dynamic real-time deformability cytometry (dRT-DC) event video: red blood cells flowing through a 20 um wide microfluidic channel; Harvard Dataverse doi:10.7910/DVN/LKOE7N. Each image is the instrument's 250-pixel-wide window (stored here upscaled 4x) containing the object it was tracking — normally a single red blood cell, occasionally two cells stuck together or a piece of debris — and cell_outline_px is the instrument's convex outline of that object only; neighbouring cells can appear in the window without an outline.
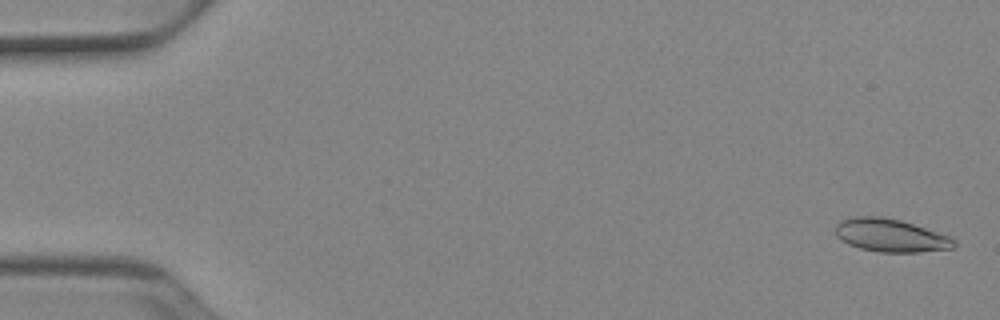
{"species": "Egyptian fruit bat (a non-hibernating species)", "species_latin": "Rousettus aegyptiacus", "temperature_condition": "cold", "stored_images_in_passage": 52, "camera_frame_rate_fps": 3000, "um_per_image_px": 0.085, "animal": {"sex": "female"}, "frame": {"image": 1, "passage_image": 2, "time_ms": 0.333, "image_size_px": [1000, 320], "cell_outline_px": [[956, 244], [952, 248], [920, 252], [880, 252], [860, 248], [848, 244], [836, 236], [836, 224], [840, 220], [856, 216], [880, 216], [900, 220], [952, 236], [956, 240]], "centroid_in_image_um": [75.72, 20.0], "position_along_channel_um": 9.3, "area_um2": 22.89}}
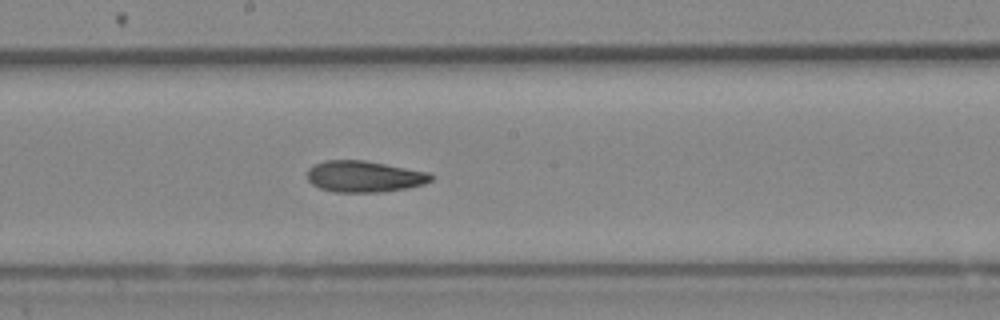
{"frame": {"image": 2, "passage_image": 29, "time_ms": 9.333, "image_size_px": [1000, 320], "cell_outline_px": [[432, 180], [424, 184], [408, 188], [380, 192], [332, 192], [320, 188], [312, 184], [308, 180], [308, 168], [312, 164], [324, 160], [364, 160], [428, 172], [432, 176]], "centroid_in_image_um": [30.93, 15.0], "position_along_channel_um": 217.3, "area_um2": 22.66}}
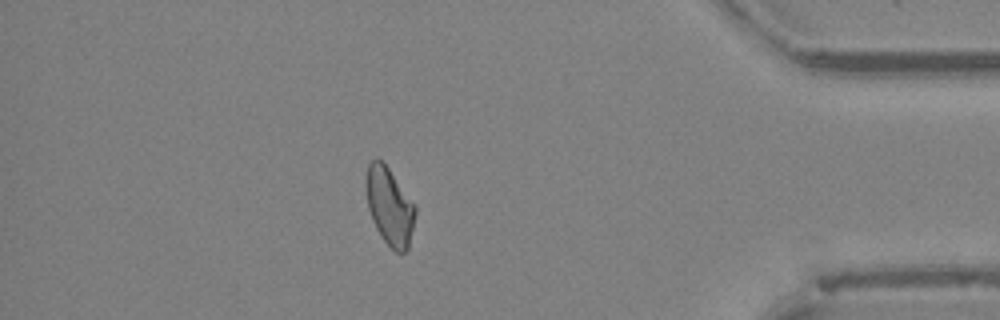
{"frame": {"image": 3, "passage_image": 46, "time_ms": 15.0, "image_size_px": [1000, 320], "cell_outline_px": [[416, 212], [408, 248], [404, 252], [396, 252], [384, 240], [376, 228], [372, 220], [368, 208], [364, 188], [364, 180], [368, 164], [376, 156], [388, 168], [416, 204]], "centroid_in_image_um": [33.09, 17.49], "position_along_channel_um": 402.1, "area_um2": 22.43}, "authors_computed_cell_mechanics": {"area_um2": 22.7732, "velocity_mm_per_s": 3.9189, "shape_relaxation_time_tau1_ms": 8.2543, "shape_relaxation_time_tau2_ms": 4.3165, "deformation_change_tau1": 0.1791, "deformation_change_tau2": 0.122}}